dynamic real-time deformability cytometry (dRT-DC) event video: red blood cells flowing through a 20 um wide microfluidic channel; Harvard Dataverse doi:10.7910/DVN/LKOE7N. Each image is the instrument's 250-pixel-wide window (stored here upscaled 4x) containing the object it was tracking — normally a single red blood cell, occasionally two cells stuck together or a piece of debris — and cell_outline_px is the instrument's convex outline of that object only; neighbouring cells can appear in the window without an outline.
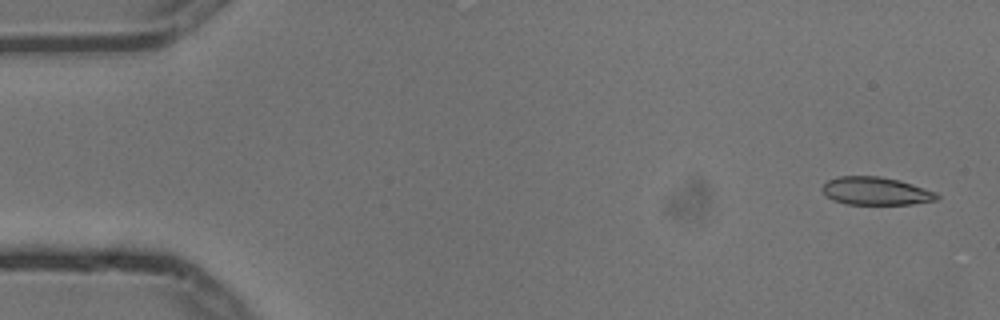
{"species": "common noctule bat (a hibernating species)", "species_latin": "Nyctalus noctula", "temperature_condition": "cold", "stored_images_in_passage": 5, "segment_of_instrument_passage": [1, 2], "camera_frame_rate_fps": 3000, "um_per_image_px": 0.085, "animal": {"sex": "male", "body_mass_g": 13.3}, "frame": {"image": 1, "passage_image": 1, "time_ms": 0.0, "image_size_px": [1000, 320], "cell_outline_px": [[940, 196], [936, 200], [912, 204], [844, 204], [828, 196], [820, 188], [828, 180], [840, 176], [880, 176], [900, 180], [936, 192]], "centroid_in_image_um": [74.46, 16.23], "position_along_channel_um": 10.5, "area_um2": 18.55}}